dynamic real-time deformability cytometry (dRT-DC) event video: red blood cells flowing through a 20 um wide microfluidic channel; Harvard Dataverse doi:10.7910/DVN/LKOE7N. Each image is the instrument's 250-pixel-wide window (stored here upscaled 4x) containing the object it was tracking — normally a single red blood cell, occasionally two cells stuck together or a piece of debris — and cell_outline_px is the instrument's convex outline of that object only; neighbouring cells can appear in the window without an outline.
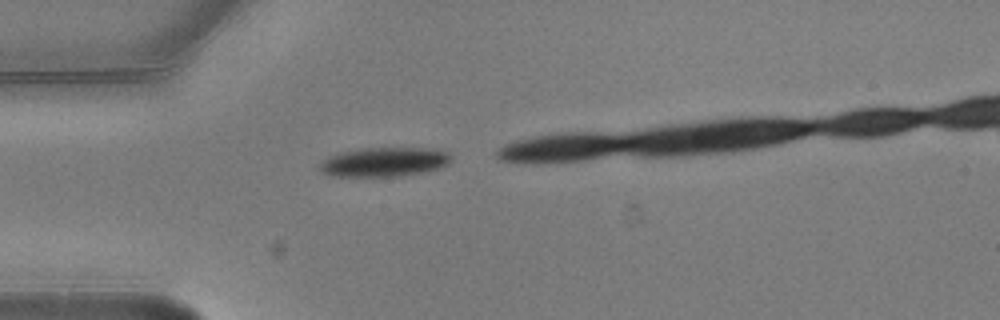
{"species": "common noctule bat (a hibernating species)", "species_latin": "Nyctalus noctula", "temperature_condition": "warm", "stored_images_in_passage": 3, "camera_frame_rate_fps": 3000, "um_per_image_px": 0.085, "animal": {"sex": "male", "body_mass_g": 20.5, "forearm_length_mm": 52.5}, "frame": {"image": 1, "passage_image": 1, "time_ms": 0.0, "image_size_px": [1000, 320], "cell_outline_px": [[452, 160], [448, 164], [440, 168], [400, 176], [328, 176], [320, 172], [320, 164], [328, 156], [336, 152], [360, 148], [424, 148], [448, 152], [452, 156]], "centroid_in_image_um": [32.61, 13.76], "position_along_channel_um": 52.4, "area_um2": 22.54}}